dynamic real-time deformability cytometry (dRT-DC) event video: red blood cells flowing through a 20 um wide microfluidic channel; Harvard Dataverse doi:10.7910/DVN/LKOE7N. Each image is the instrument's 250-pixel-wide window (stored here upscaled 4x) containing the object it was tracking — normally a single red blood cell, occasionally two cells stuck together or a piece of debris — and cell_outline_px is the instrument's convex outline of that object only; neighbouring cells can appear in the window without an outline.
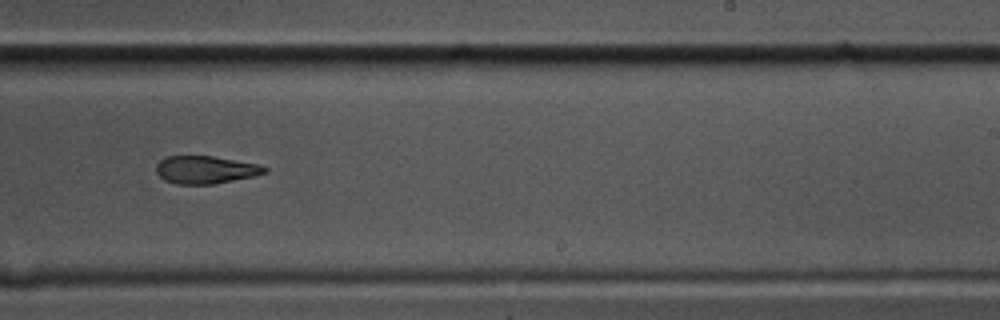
{"species": "common noctule bat (a hibernating species)", "species_latin": "Nyctalus noctula", "temperature_condition": "cold", "stored_images_in_passage": 12, "camera_frame_rate_fps": 3000, "um_per_image_px": 0.085, "animal": {"sex": "male", "body_mass_g": 17.5, "forearm_length_mm": 52.3}, "frame": {"image": 1, "passage_image": 9, "time_ms": 2.667, "image_size_px": [1000, 320], "cell_outline_px": [[268, 172], [256, 176], [212, 184], [176, 184], [164, 180], [156, 172], [156, 164], [160, 160], [168, 156], [212, 156], [256, 164], [268, 168]], "centroid_in_image_um": [17.46, 14.43], "position_along_channel_um": 271.5, "area_um2": 17.46}}
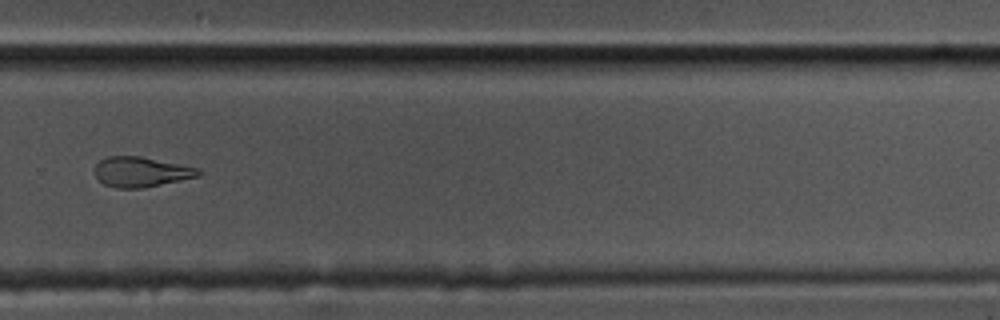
{"frame": {"image": 2, "passage_image": 10, "time_ms": 3.0, "image_size_px": [1000, 320], "cell_outline_px": [[204, 172], [200, 176], [144, 188], [116, 188], [104, 184], [92, 172], [92, 168], [100, 160], [108, 156], [140, 156], [200, 168]], "centroid_in_image_um": [11.99, 14.61], "position_along_channel_um": 317.8, "area_um2": 18.44}}